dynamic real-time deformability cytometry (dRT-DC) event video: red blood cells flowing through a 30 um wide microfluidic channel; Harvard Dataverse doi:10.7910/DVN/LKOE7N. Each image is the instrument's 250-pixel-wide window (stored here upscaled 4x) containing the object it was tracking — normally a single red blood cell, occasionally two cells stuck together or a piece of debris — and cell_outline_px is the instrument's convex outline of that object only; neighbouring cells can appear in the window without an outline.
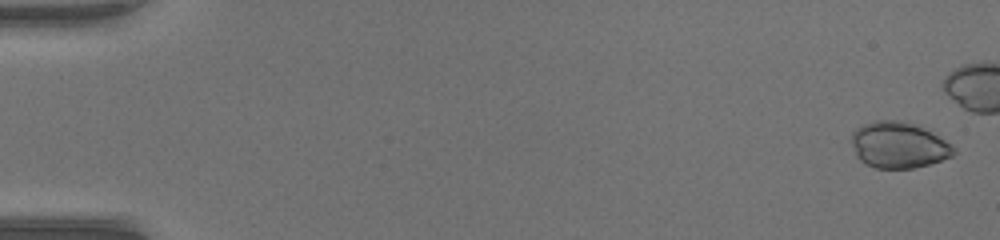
{"species": "common noctule bat (a hibernating species)", "species_latin": "Nyctalus noctula", "temperature_condition": "warm", "stored_images_in_passage": 42, "camera_frame_rate_fps": 3000, "um_per_image_px": 0.085, "animal": {"sex": "female", "body_mass_g": 17.0, "forearm_length_mm": 48.0}, "frame": {"image": 1, "passage_image": 2, "time_ms": 0.333, "image_size_px": [1000, 240], "cell_outline_px": [[956, 152], [952, 156], [928, 164], [912, 168], [876, 168], [864, 164], [856, 156], [852, 144], [852, 132], [856, 128], [864, 124], [876, 120], [900, 120], [920, 124], [952, 144], [956, 148]], "centroid_in_image_um": [76.4, 12.31], "position_along_channel_um": 8.6, "area_um2": 27.8}}
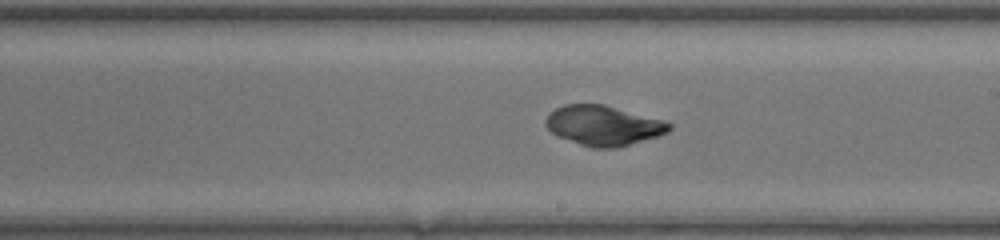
{"frame": {"image": 2, "passage_image": 31, "time_ms": 10.0, "image_size_px": [1000, 240], "cell_outline_px": [[672, 128], [668, 132], [660, 136], [616, 148], [592, 148], [556, 136], [544, 124], [548, 116], [556, 108], [564, 104], [604, 104], [664, 120], [672, 124]], "centroid_in_image_um": [51.32, 10.67], "position_along_channel_um": 237.7, "area_um2": 28.78}}
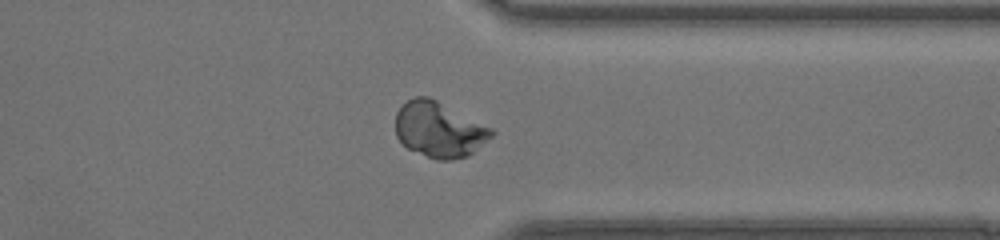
{"frame": {"image": 3, "passage_image": 41, "time_ms": 13.333, "image_size_px": [1000, 240], "cell_outline_px": [[496, 132], [492, 136], [468, 156], [452, 160], [436, 160], [408, 148], [396, 136], [396, 112], [412, 96], [428, 96], [492, 128]], "centroid_in_image_um": [37.32, 11.01], "position_along_channel_um": 374.1, "area_um2": 30.75}}